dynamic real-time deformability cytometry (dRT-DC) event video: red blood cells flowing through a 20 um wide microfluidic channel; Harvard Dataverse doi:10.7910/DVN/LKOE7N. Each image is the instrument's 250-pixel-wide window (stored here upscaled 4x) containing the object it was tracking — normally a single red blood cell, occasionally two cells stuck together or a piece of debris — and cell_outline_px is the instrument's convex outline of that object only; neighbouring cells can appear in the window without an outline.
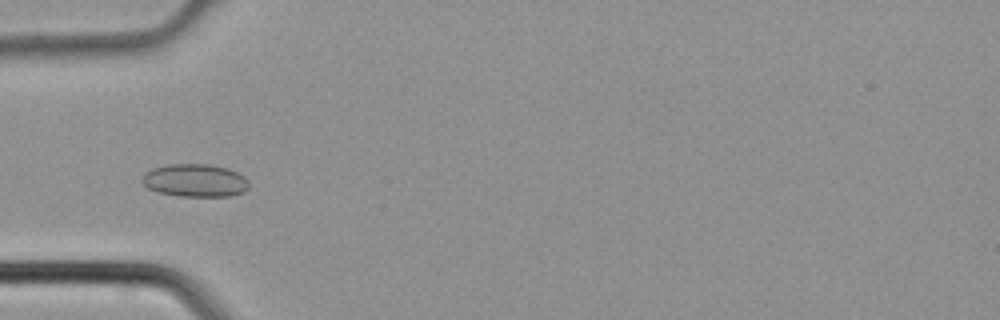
{"species": "common noctule bat (a hibernating species)", "species_latin": "Nyctalus noctula", "temperature_condition": "cold", "stored_images_in_passage": 4, "camera_frame_rate_fps": 3000, "um_per_image_px": 0.085, "animal": {"sex": "male", "body_mass_g": 21.5, "forearm_length_mm": 52.0}, "frame": {"image": 1, "passage_image": 4, "time_ms": 1.0, "image_size_px": [1000, 320], "cell_outline_px": [[248, 188], [244, 192], [228, 196], [180, 196], [156, 192], [148, 188], [140, 180], [144, 172], [152, 168], [168, 164], [208, 164], [228, 168], [244, 176], [248, 180]], "centroid_in_image_um": [16.55, 15.33], "position_along_channel_um": 68.5, "area_um2": 20.63}}